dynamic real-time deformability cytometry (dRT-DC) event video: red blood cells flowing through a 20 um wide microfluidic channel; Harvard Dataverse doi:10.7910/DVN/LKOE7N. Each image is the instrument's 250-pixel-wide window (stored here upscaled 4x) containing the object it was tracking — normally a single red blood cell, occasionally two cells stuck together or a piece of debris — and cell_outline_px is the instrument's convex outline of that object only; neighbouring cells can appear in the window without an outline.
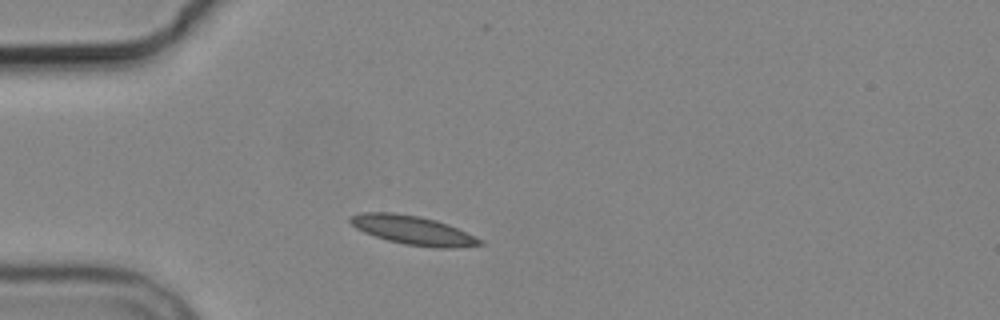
{"species": "common noctule bat (a hibernating species)", "species_latin": "Nyctalus noctula", "temperature_condition": "cold", "stored_images_in_passage": 1, "camera_frame_rate_fps": 3000, "um_per_image_px": 0.085, "animal": {"sex": "male", "body_mass_g": 19.2, "forearm_length_mm": 51.8}, "frame": {"image": 1, "passage_image": 1, "time_ms": 0.0, "image_size_px": [1000, 320], "cell_outline_px": [[484, 244], [452, 248], [432, 248], [404, 244], [388, 240], [364, 232], [356, 228], [348, 220], [352, 216], [360, 212], [392, 212], [420, 216], [436, 220], [448, 224], [484, 240]], "centroid_in_image_um": [35.12, 19.57], "position_along_channel_um": 49.9, "area_um2": 21.85}}